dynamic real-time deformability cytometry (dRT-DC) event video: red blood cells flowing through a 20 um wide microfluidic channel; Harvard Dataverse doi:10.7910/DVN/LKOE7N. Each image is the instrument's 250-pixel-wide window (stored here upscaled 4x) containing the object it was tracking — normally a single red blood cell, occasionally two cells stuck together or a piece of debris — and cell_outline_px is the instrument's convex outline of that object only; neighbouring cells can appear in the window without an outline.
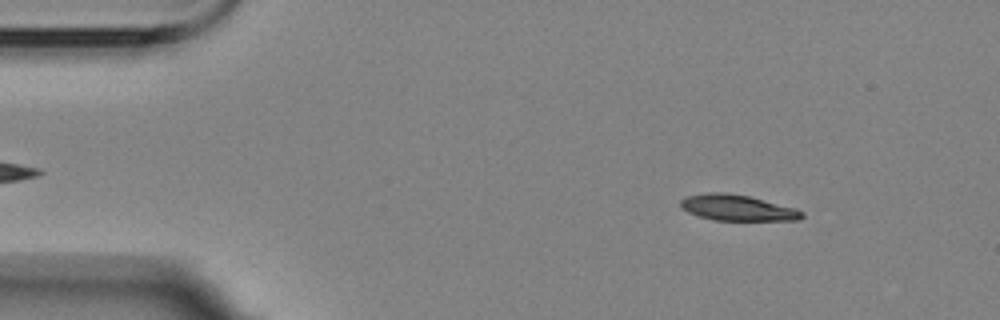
{"species": "Egyptian fruit bat (a non-hibernating species)", "species_latin": "Rousettus aegyptiacus", "temperature_condition": "room temperature", "stored_images_in_passage": 10, "camera_frame_rate_fps": 3000, "um_per_image_px": 0.085, "animal": {"sex": "female"}, "frame": {"image": 1, "passage_image": 1, "time_ms": 0.0, "image_size_px": [1000, 320], "cell_outline_px": [[804, 216], [800, 220], [712, 220], [688, 212], [680, 204], [680, 200], [688, 196], [708, 192], [724, 192], [748, 196], [796, 208], [804, 212]], "centroid_in_image_um": [62.71, 17.66], "position_along_channel_um": 22.3, "area_um2": 18.15}}
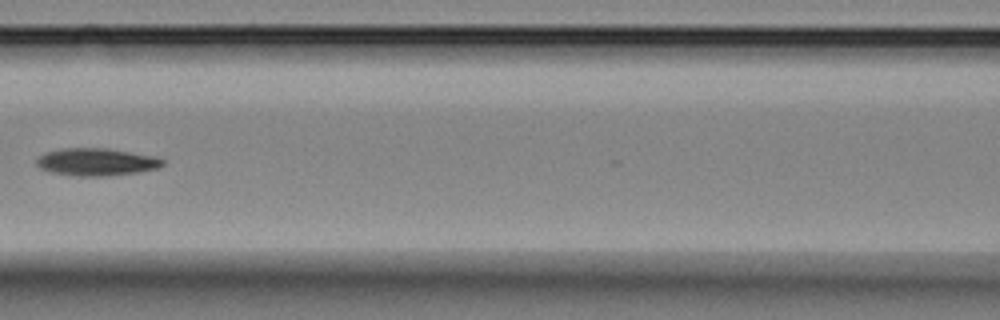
{"frame": {"image": 2, "passage_image": 6, "time_ms": 6.0, "image_size_px": [1000, 320], "cell_outline_px": [[164, 164], [160, 168], [136, 172], [100, 176], [76, 176], [52, 172], [40, 168], [36, 164], [36, 160], [40, 156], [48, 152], [64, 148], [108, 148], [156, 156], [164, 160]], "centroid_in_image_um": [8.23, 13.76], "position_along_channel_um": 158.4, "area_um2": 20.06}}
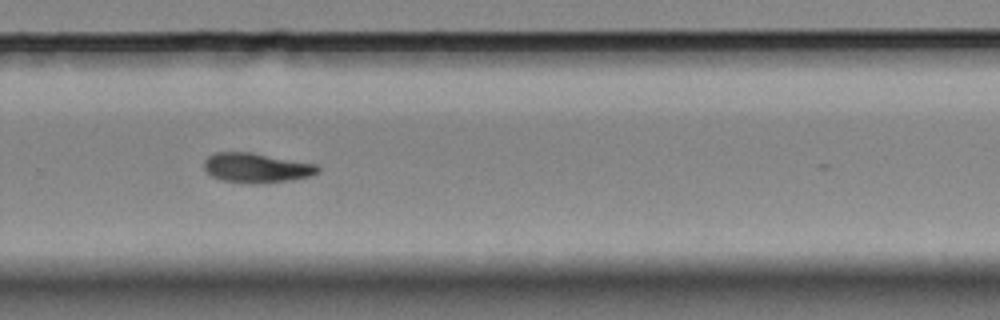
{"frame": {"image": 3, "passage_image": 10, "time_ms": 10.333, "image_size_px": [1000, 320], "cell_outline_px": [[320, 172], [312, 176], [292, 180], [264, 184], [256, 184], [220, 180], [212, 176], [204, 168], [204, 160], [208, 156], [216, 152], [252, 152], [316, 164], [320, 168]], "centroid_in_image_um": [21.83, 14.27], "position_along_channel_um": 308.0, "area_um2": 19.94}}